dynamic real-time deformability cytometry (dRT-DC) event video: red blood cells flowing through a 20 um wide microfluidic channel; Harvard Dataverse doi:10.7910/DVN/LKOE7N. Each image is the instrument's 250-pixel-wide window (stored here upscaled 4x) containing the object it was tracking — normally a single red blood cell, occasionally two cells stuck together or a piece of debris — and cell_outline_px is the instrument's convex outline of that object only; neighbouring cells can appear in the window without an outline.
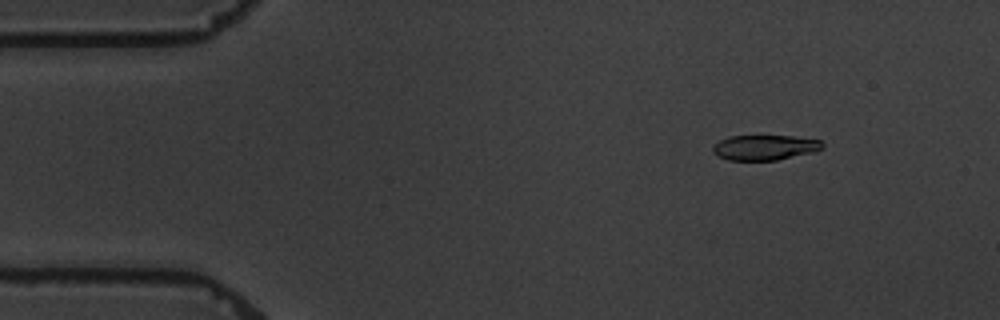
{"species": "common noctule bat (a hibernating species)", "species_latin": "Nyctalus noctula", "temperature_condition": "warm", "stored_images_in_passage": 6, "camera_frame_rate_fps": 3000, "um_per_image_px": 0.085, "animal": {"sex": "male", "body_mass_g": 19.5, "forearm_length_mm": 54.6}, "frame": {"image": 1, "passage_image": 2, "time_ms": 1.667, "image_size_px": [1000, 320], "cell_outline_px": [[824, 148], [816, 152], [776, 160], [728, 160], [712, 152], [712, 148], [720, 140], [728, 136], [792, 136], [820, 140], [824, 144]], "centroid_in_image_um": [65.05, 12.54], "position_along_channel_um": 20.0, "area_um2": 16.07}}
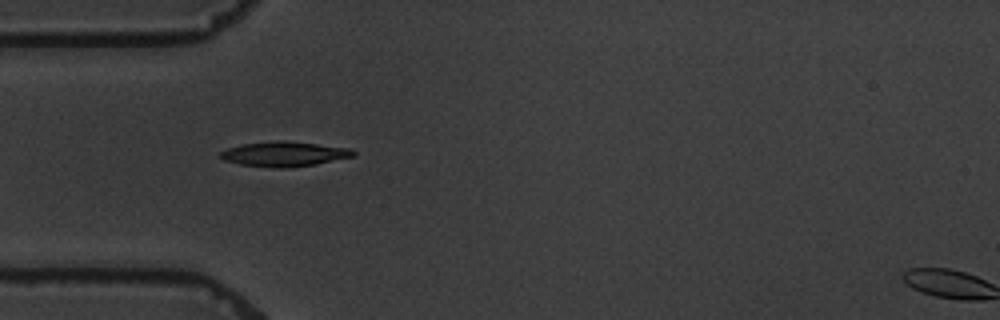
{"frame": {"image": 2, "passage_image": 5, "time_ms": 5.0, "image_size_px": [1000, 320], "cell_outline_px": [[356, 156], [316, 164], [288, 168], [276, 168], [240, 164], [224, 160], [220, 156], [220, 152], [228, 148], [244, 144], [276, 140], [284, 140], [352, 148], [356, 152]], "centroid_in_image_um": [24.22, 13.09], "position_along_channel_um": 60.8, "area_um2": 19.31}}
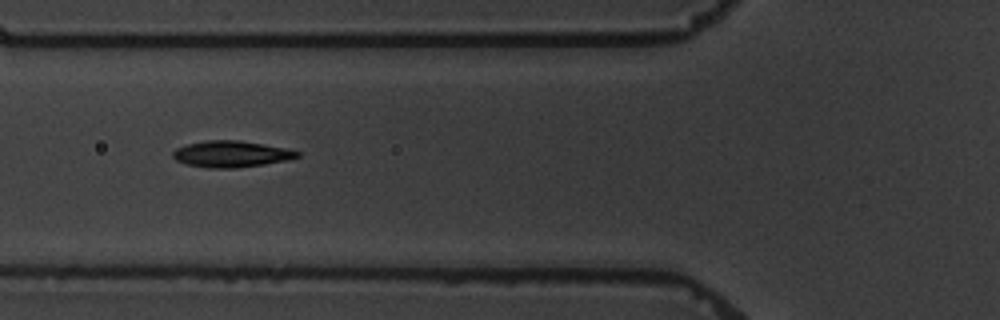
{"frame": {"image": 3, "passage_image": 6, "time_ms": 6.333, "image_size_px": [1000, 320], "cell_outline_px": [[300, 156], [288, 160], [264, 164], [236, 168], [208, 168], [188, 164], [176, 160], [172, 156], [172, 152], [176, 148], [188, 144], [204, 140], [240, 140], [284, 148], [300, 152]], "centroid_in_image_um": [19.64, 13.09], "position_along_channel_um": 106.2, "area_um2": 19.02}}